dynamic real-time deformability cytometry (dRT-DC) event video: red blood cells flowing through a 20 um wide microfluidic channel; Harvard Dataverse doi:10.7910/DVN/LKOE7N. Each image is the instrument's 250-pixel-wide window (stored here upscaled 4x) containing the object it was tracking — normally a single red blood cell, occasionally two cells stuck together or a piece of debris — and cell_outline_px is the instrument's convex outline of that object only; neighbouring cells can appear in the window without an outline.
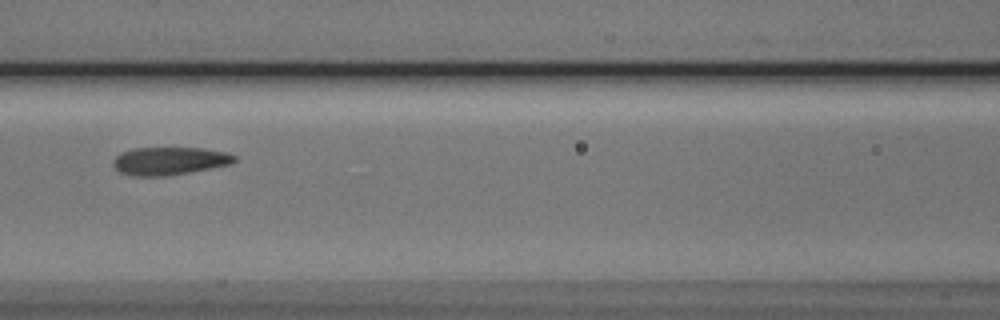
{"species": "Egyptian fruit bat (a non-hibernating species)", "species_latin": "Rousettus aegyptiacus", "temperature_condition": "cold", "stored_images_in_passage": 9, "camera_frame_rate_fps": 3000, "um_per_image_px": 0.085, "animal": {"sex": "male"}, "frame": {"image": 1, "passage_image": 7, "time_ms": 8.0, "image_size_px": [1000, 320], "cell_outline_px": [[236, 160], [232, 164], [168, 176], [132, 176], [120, 172], [112, 164], [112, 160], [120, 152], [136, 148], [204, 148], [228, 152], [236, 156]], "centroid_in_image_um": [14.41, 13.68], "position_along_channel_um": 152.2, "area_um2": 19.88}}
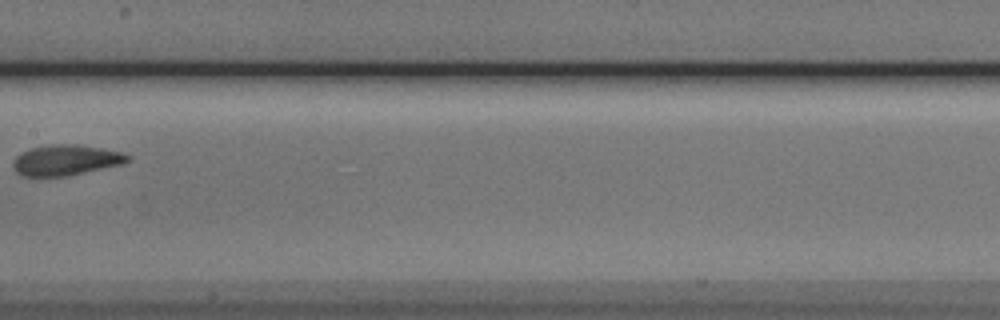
{"frame": {"image": 2, "passage_image": 8, "time_ms": 9.333, "image_size_px": [1000, 320], "cell_outline_px": [[132, 156], [124, 164], [68, 176], [24, 176], [16, 172], [12, 164], [16, 156], [32, 148], [48, 144], [76, 144], [100, 148], [120, 152]], "centroid_in_image_um": [5.62, 13.61], "position_along_channel_um": 201.8, "area_um2": 20.35}}
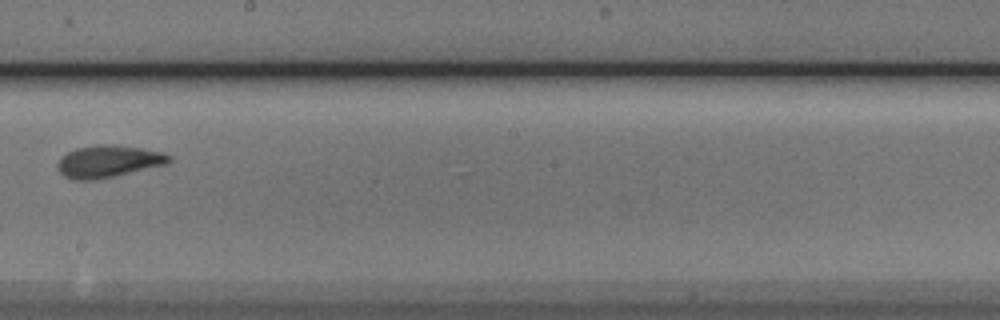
{"frame": {"image": 3, "passage_image": 9, "time_ms": 10.333, "image_size_px": [1000, 320], "cell_outline_px": [[172, 160], [168, 164], [96, 180], [76, 180], [64, 176], [60, 172], [60, 156], [76, 148], [96, 144], [112, 144], [140, 148], [164, 152], [172, 156]], "centroid_in_image_um": [9.26, 13.71], "position_along_channel_um": 238.9, "area_um2": 20.87}}